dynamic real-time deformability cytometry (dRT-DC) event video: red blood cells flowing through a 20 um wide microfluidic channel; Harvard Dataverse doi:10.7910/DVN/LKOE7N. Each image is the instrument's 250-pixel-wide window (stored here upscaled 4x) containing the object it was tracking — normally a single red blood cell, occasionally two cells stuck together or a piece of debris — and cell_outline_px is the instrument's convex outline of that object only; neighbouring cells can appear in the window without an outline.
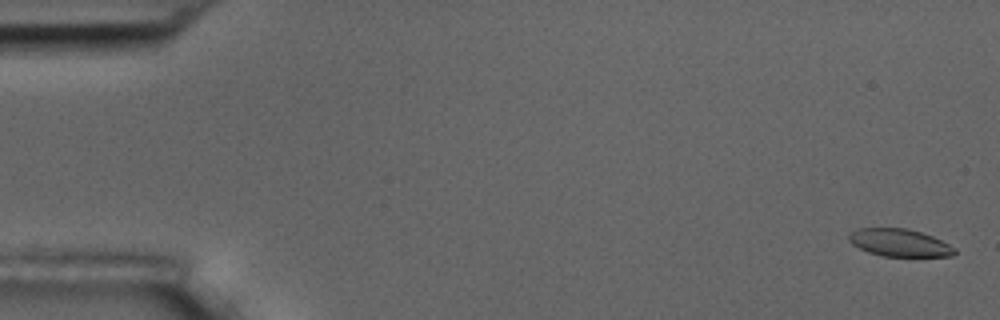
{"species": "common noctule bat (a hibernating species)", "species_latin": "Nyctalus noctula", "temperature_condition": "room temperature", "stored_images_in_passage": 6, "segment_of_instrument_passage": [2, 2], "camera_frame_rate_fps": 3000, "um_per_image_px": 0.085, "animal": {"sex": "male", "body_mass_g": 17.5, "forearm_length_mm": 52.3}, "frame": {"image": 1, "passage_image": 6, "time_ms": 6.0, "image_size_px": [1000, 320], "cell_outline_px": [[956, 252], [952, 256], [884, 256], [868, 252], [852, 244], [848, 240], [848, 236], [856, 228], [908, 228], [932, 236], [956, 248]], "centroid_in_image_um": [76.44, 20.63], "position_along_channel_um": 8.6, "area_um2": 16.88}}